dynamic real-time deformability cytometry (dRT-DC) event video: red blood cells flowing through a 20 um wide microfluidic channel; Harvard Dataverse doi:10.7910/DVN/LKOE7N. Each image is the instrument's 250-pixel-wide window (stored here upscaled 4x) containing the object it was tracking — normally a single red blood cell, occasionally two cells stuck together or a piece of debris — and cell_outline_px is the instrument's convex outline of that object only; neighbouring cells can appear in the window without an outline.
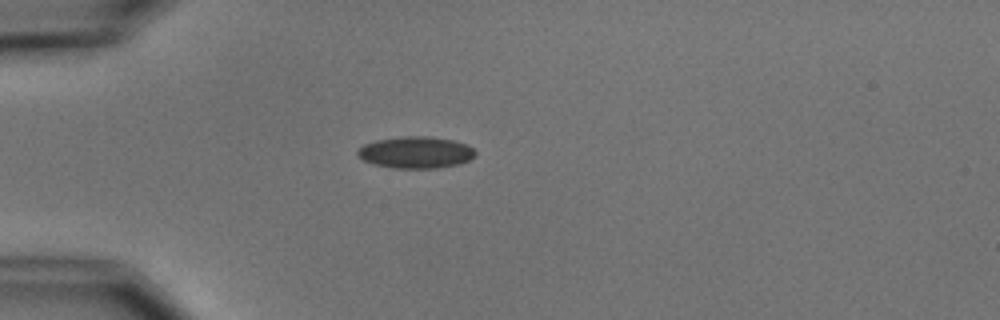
{"species": "common noctule bat (a hibernating species)", "species_latin": "Nyctalus noctula", "temperature_condition": "cold", "stored_images_in_passage": 3, "camera_frame_rate_fps": 3000, "um_per_image_px": 0.085, "animal": {"sex": "male", "body_mass_g": 15.6}, "frame": {"image": 1, "passage_image": 1, "time_ms": 0.0, "image_size_px": [1000, 320], "cell_outline_px": [[476, 156], [460, 164], [440, 168], [392, 168], [372, 164], [364, 160], [356, 152], [364, 144], [376, 140], [408, 136], [428, 136], [452, 140], [468, 144], [476, 152]], "centroid_in_image_um": [35.37, 12.96], "position_along_channel_um": 49.6, "area_um2": 21.79}}